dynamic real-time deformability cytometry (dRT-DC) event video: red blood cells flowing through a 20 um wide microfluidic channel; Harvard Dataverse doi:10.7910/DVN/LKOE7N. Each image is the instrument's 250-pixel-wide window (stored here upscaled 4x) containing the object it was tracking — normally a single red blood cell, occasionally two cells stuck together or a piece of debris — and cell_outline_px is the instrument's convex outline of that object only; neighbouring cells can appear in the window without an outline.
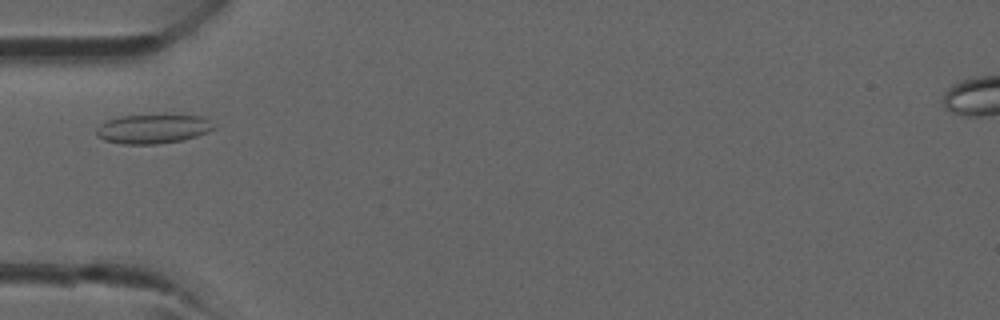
{"species": "common noctule bat (a hibernating species)", "species_latin": "Nyctalus noctula", "temperature_condition": "room temperature", "stored_images_in_passage": 25, "camera_frame_rate_fps": 3000, "um_per_image_px": 0.085, "animal": {"sex": "male", "forearm_length_mm": 52.5}, "frame": {"image": 1, "passage_image": 6, "time_ms": 1.667, "image_size_px": [1000, 320], "cell_outline_px": [[216, 128], [208, 132], [184, 140], [156, 144], [124, 144], [104, 140], [96, 136], [96, 128], [100, 124], [108, 120], [120, 116], [164, 112], [168, 112], [200, 116], [208, 120]], "centroid_in_image_um": [13.01, 10.9], "position_along_channel_um": 72.0, "area_um2": 20.87}}
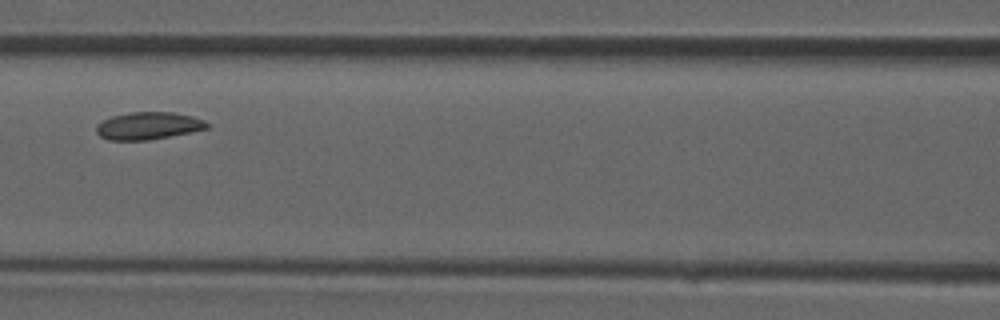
{"frame": {"image": 2, "passage_image": 11, "time_ms": 3.333, "image_size_px": [1000, 320], "cell_outline_px": [[208, 128], [192, 132], [148, 140], [108, 140], [100, 136], [96, 132], [96, 124], [112, 116], [128, 112], [172, 112], [192, 116], [204, 120], [208, 124]], "centroid_in_image_um": [12.59, 10.69], "position_along_channel_um": 154.0, "area_um2": 17.69}}
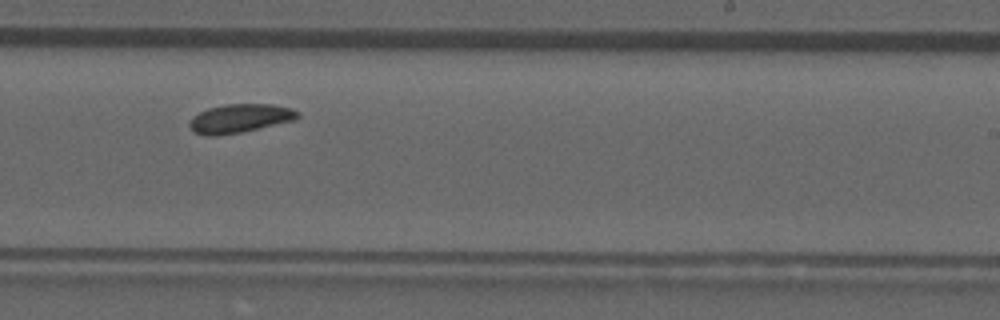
{"frame": {"image": 3, "passage_image": 18, "time_ms": 5.667, "image_size_px": [1000, 320], "cell_outline_px": [[300, 116], [292, 120], [240, 132], [212, 136], [208, 136], [196, 132], [188, 124], [192, 116], [208, 108], [224, 104], [272, 104], [292, 108], [300, 112]], "centroid_in_image_um": [20.38, 10.04], "position_along_channel_um": 268.6, "area_um2": 17.8}}